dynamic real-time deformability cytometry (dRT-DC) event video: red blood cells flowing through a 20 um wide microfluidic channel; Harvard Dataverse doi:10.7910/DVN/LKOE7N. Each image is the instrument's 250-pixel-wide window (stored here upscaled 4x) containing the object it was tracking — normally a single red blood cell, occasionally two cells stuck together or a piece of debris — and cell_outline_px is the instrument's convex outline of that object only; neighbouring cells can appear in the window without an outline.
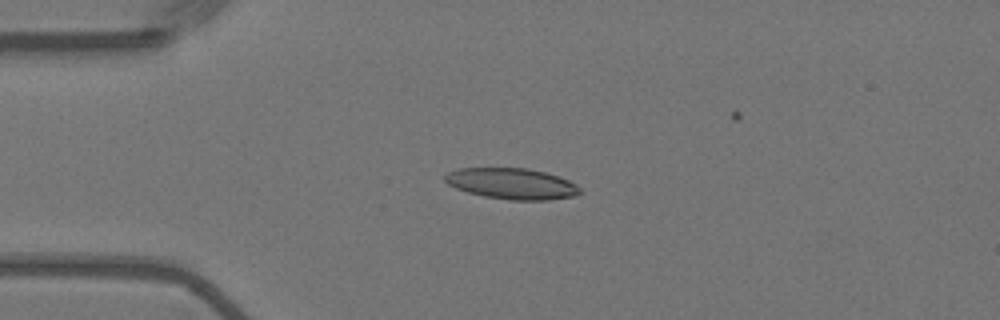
{"species": "Egyptian fruit bat (a non-hibernating species)", "species_latin": "Rousettus aegyptiacus", "temperature_condition": "warm", "stored_images_in_passage": 35, "camera_frame_rate_fps": 3000, "um_per_image_px": 0.085, "animal": {"sex": "female"}, "frame": {"image": 1, "passage_image": 1, "time_ms": 0.0, "image_size_px": [1000, 320], "cell_outline_px": [[584, 192], [576, 196], [548, 200], [508, 200], [484, 196], [468, 192], [456, 188], [448, 184], [444, 180], [444, 176], [448, 172], [460, 168], [528, 168], [560, 176], [576, 184]], "centroid_in_image_um": [43.55, 15.61], "position_along_channel_um": 41.5, "area_um2": 24.57}}
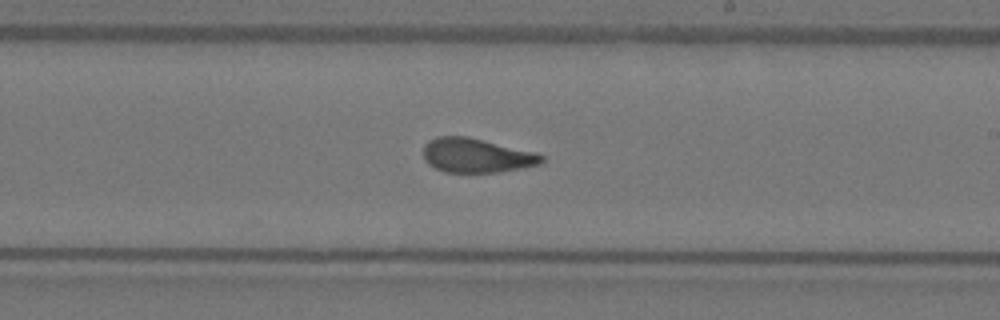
{"frame": {"image": 2, "passage_image": 20, "time_ms": 6.333, "image_size_px": [1000, 320], "cell_outline_px": [[544, 160], [540, 164], [520, 168], [496, 172], [444, 172], [428, 164], [424, 160], [424, 144], [428, 140], [436, 136], [464, 136], [536, 152], [544, 156]], "centroid_in_image_um": [40.47, 13.21], "position_along_channel_um": 248.5, "area_um2": 23.47}}
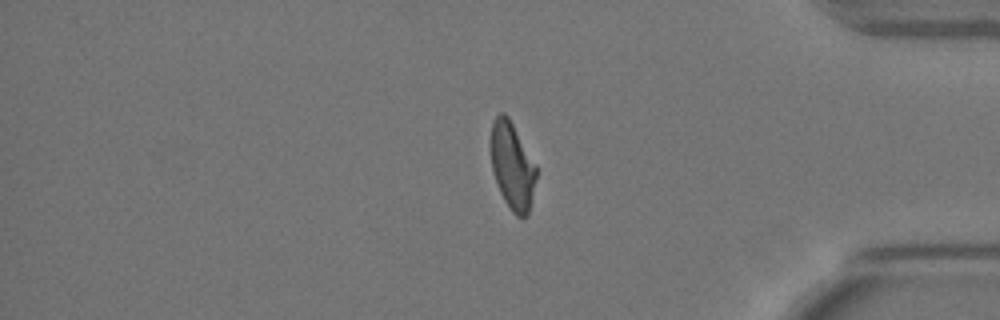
{"frame": {"image": 3, "passage_image": 34, "time_ms": 11.0, "image_size_px": [1000, 320], "cell_outline_px": [[536, 180], [528, 216], [516, 216], [512, 212], [504, 200], [500, 192], [492, 168], [492, 120], [500, 112], [504, 112], [508, 116], [536, 164]], "centroid_in_image_um": [43.56, 14.11], "position_along_channel_um": 391.6, "area_um2": 22.77}}